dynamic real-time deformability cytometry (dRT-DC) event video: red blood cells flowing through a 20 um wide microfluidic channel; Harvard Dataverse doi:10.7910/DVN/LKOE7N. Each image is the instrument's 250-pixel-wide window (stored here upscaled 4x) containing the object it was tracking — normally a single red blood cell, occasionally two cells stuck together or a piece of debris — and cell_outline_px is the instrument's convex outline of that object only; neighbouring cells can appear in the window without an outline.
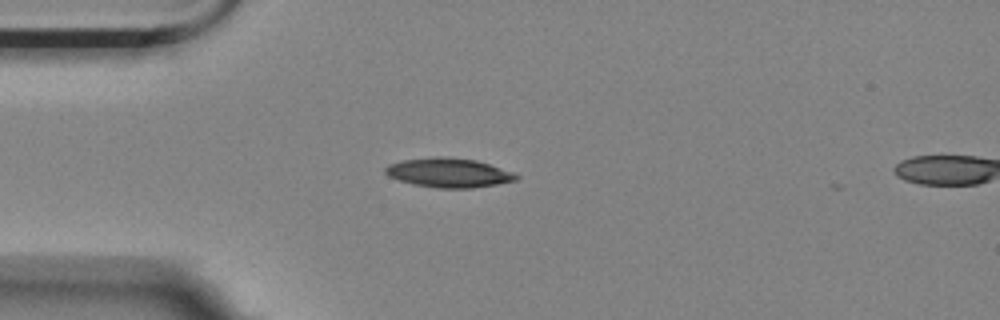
{"species": "Egyptian fruit bat (a non-hibernating species)", "species_latin": "Rousettus aegyptiacus", "temperature_condition": "room temperature", "stored_images_in_passage": 2, "segment_of_instrument_passage": [1, 2], "camera_frame_rate_fps": 3000, "um_per_image_px": 0.085, "animal": {"sex": "female"}, "frame": {"image": 1, "passage_image": 1, "time_ms": 0.0, "image_size_px": [1000, 320], "cell_outline_px": [[520, 176], [516, 180], [496, 184], [472, 188], [436, 188], [412, 184], [388, 176], [384, 172], [384, 168], [388, 164], [400, 160], [436, 156], [448, 156], [476, 160], [512, 172]], "centroid_in_image_um": [38.09, 14.67], "position_along_channel_um": 46.9, "area_um2": 22.43}}